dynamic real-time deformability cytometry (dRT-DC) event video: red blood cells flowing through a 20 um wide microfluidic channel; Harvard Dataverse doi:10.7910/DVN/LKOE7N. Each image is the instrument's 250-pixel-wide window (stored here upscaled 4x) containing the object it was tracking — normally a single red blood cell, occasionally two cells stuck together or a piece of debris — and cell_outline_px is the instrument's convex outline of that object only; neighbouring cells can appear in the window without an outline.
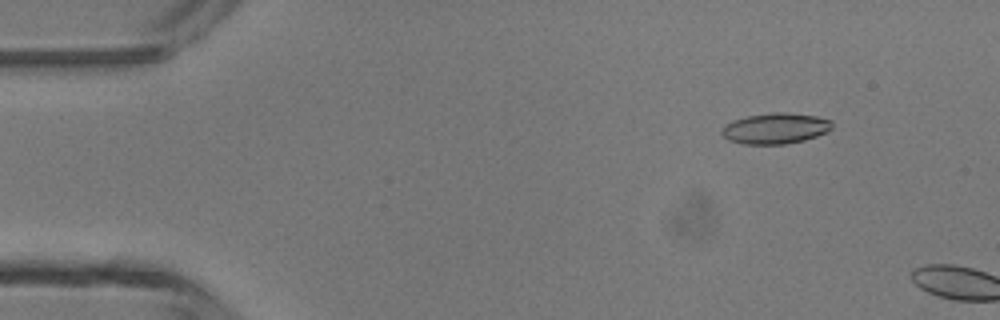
{"species": "common noctule bat (a hibernating species)", "species_latin": "Nyctalus noctula", "temperature_condition": "room temperature", "stored_images_in_passage": 3, "camera_frame_rate_fps": 3000, "um_per_image_px": 0.085, "animal": {"sex": "male", "body_mass_g": 13.3}, "frame": {"image": 1, "passage_image": 2, "time_ms": 1.333, "image_size_px": [1000, 320], "cell_outline_px": [[832, 128], [828, 132], [804, 140], [784, 144], [744, 144], [728, 140], [720, 132], [728, 124], [736, 120], [748, 116], [772, 112], [788, 112], [816, 116], [832, 120]], "centroid_in_image_um": [65.96, 10.91], "position_along_channel_um": 19.0, "area_um2": 19.65}}